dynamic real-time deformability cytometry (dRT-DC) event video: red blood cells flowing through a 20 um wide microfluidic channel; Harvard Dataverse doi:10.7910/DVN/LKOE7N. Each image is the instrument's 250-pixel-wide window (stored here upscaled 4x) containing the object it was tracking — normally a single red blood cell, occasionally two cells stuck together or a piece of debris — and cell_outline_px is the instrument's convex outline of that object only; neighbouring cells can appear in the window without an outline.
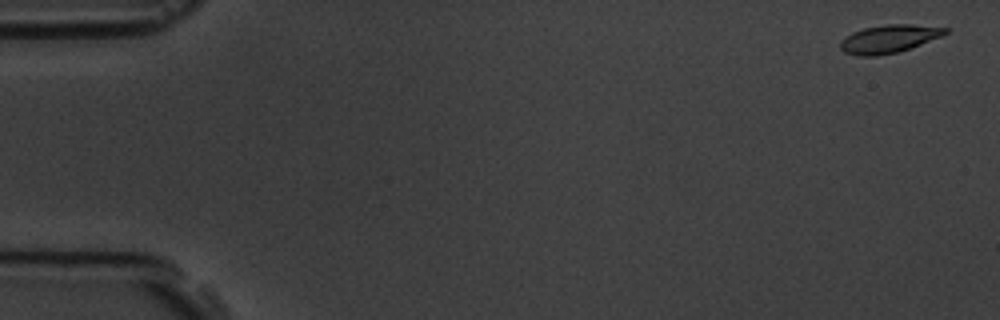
{"species": "common noctule bat (a hibernating species)", "species_latin": "Nyctalus noctula", "temperature_condition": "room temperature", "stored_images_in_passage": 5, "camera_frame_rate_fps": 3000, "um_per_image_px": 0.085, "animal": {"sex": "male", "body_mass_g": 19.5, "forearm_length_mm": 54.6}, "frame": {"image": 1, "passage_image": 1, "time_ms": 0.0, "image_size_px": [1000, 320], "cell_outline_px": [[948, 32], [944, 36], [896, 52], [876, 56], [860, 56], [844, 52], [840, 48], [840, 40], [852, 32], [864, 28], [888, 24], [912, 24], [948, 28]], "centroid_in_image_um": [75.55, 3.29], "position_along_channel_um": 9.4, "area_um2": 17.05}}
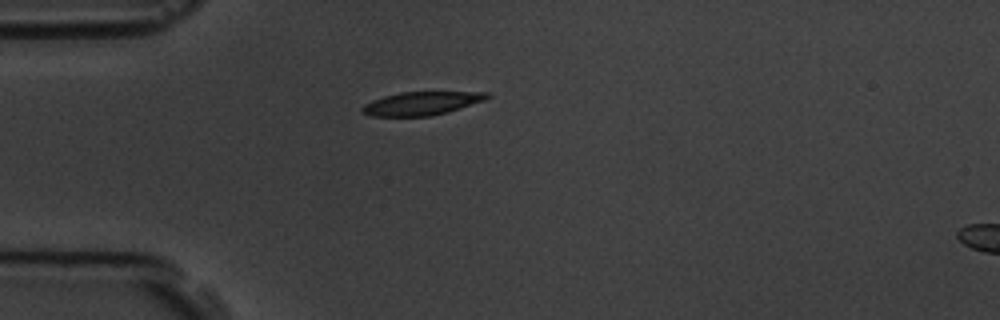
{"frame": {"image": 2, "passage_image": 5, "time_ms": 4.667, "image_size_px": [1000, 320], "cell_outline_px": [[492, 96], [484, 100], [448, 112], [432, 116], [368, 116], [360, 112], [360, 108], [364, 104], [372, 100], [384, 96], [400, 92], [488, 92]], "centroid_in_image_um": [35.79, 8.79], "position_along_channel_um": 49.2, "area_um2": 17.11}}